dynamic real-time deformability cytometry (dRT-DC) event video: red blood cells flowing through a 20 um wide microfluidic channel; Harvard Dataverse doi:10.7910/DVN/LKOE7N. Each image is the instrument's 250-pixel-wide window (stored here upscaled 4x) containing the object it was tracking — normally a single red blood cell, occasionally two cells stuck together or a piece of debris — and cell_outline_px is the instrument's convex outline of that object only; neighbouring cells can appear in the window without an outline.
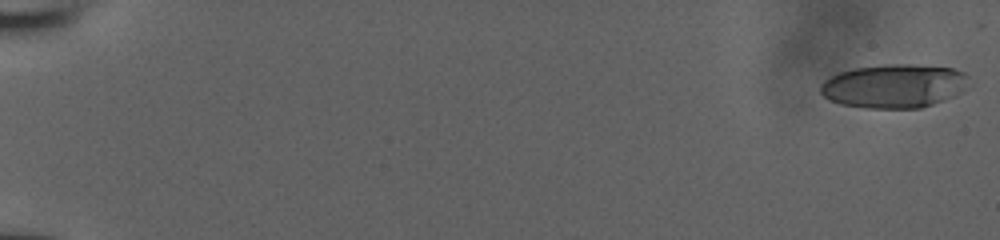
{"species": "human", "species_latin": "Homo sapiens", "temperature_condition": "room temperature", "stored_images_in_passage": 54, "segment_of_instrument_passage": [1, 2], "camera_frame_rate_fps": 3000, "um_per_image_px": 0.085, "donor": {"sex": "male"}, "frame": {"image": 1, "passage_image": 1, "time_ms": 0.0, "image_size_px": [1000, 240], "cell_outline_px": [[968, 88], [964, 92], [956, 96], [920, 108], [868, 108], [840, 104], [828, 100], [820, 92], [820, 84], [824, 80], [840, 72], [856, 68], [884, 64], [912, 64], [952, 68], [964, 72], [968, 76]], "centroid_in_image_um": [76.03, 7.31], "position_along_channel_um": 9.0, "area_um2": 38.15}}
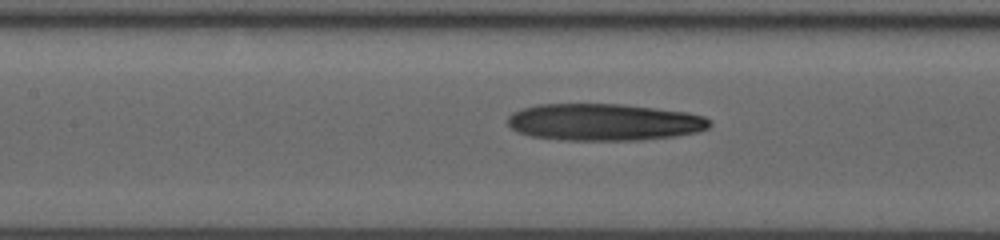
{"frame": {"image": 2, "passage_image": 27, "time_ms": 8.667, "image_size_px": [1000, 240], "cell_outline_px": [[712, 124], [708, 128], [696, 132], [676, 136], [640, 140], [564, 140], [532, 136], [516, 132], [508, 124], [508, 116], [512, 112], [536, 104], [624, 104], [688, 112], [704, 116], [712, 120]], "centroid_in_image_um": [51.37, 10.38], "position_along_channel_um": 156.0, "area_um2": 43.75}}
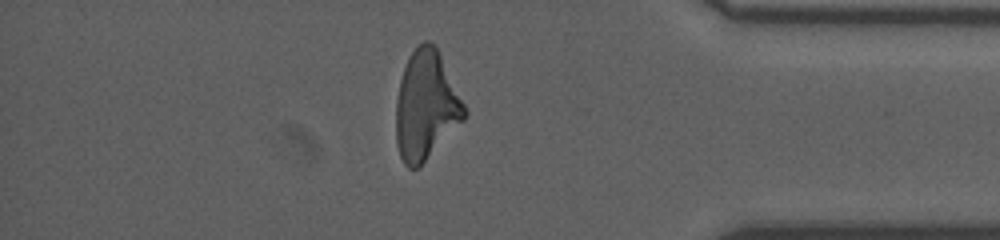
{"frame": {"image": 3, "passage_image": 46, "time_ms": 15.0, "image_size_px": [1000, 240], "cell_outline_px": [[468, 116], [416, 168], [408, 168], [404, 164], [400, 156], [396, 144], [396, 100], [400, 80], [408, 56], [424, 40], [428, 40], [436, 44], [468, 112]], "centroid_in_image_um": [36.21, 8.93], "position_along_channel_um": 399.0, "area_um2": 43.12}}